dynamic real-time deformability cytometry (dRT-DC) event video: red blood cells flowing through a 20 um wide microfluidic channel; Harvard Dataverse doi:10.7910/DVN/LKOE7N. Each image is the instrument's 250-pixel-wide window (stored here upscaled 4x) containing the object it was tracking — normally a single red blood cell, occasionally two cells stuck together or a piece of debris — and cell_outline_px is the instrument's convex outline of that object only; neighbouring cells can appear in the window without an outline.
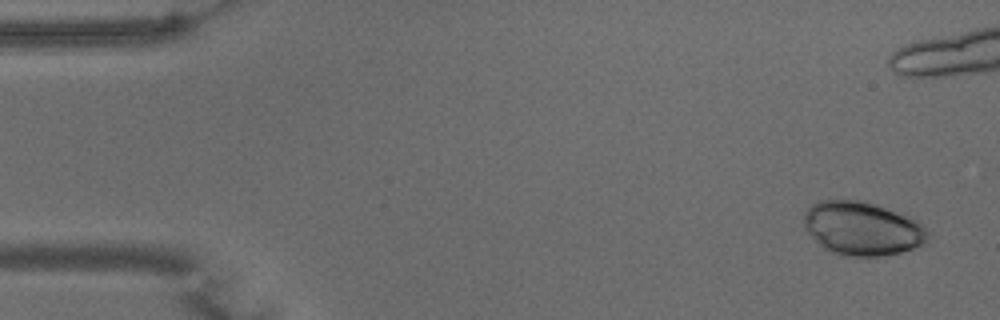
{"species": "common noctule bat (a hibernating species)", "species_latin": "Nyctalus noctula", "temperature_condition": "warm", "stored_images_in_passage": 55, "camera_frame_rate_fps": 3000, "um_per_image_px": 0.085, "animal": {"sex": "male", "body_mass_g": 15.6}, "frame": {"image": 1, "passage_image": 3, "time_ms": 0.667, "image_size_px": [1000, 320], "cell_outline_px": [[928, 240], [924, 244], [900, 252], [868, 260], [840, 256], [824, 248], [804, 228], [804, 212], [812, 204], [820, 200], [864, 200], [876, 204], [916, 220], [924, 224], [928, 228]], "centroid_in_image_um": [73.3, 19.46], "position_along_channel_um": 11.7, "area_um2": 39.48}}
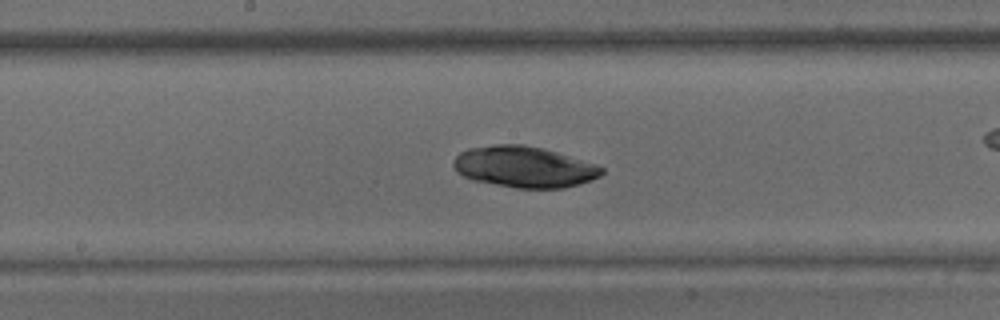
{"frame": {"image": 2, "passage_image": 28, "time_ms": 9.0, "image_size_px": [1000, 320], "cell_outline_px": [[604, 172], [600, 176], [580, 184], [564, 188], [516, 188], [472, 180], [456, 172], [452, 164], [452, 160], [460, 152], [468, 148], [496, 144], [524, 144], [544, 148], [596, 164], [604, 168]], "centroid_in_image_um": [44.53, 14.18], "position_along_channel_um": 203.7, "area_um2": 35.78}}
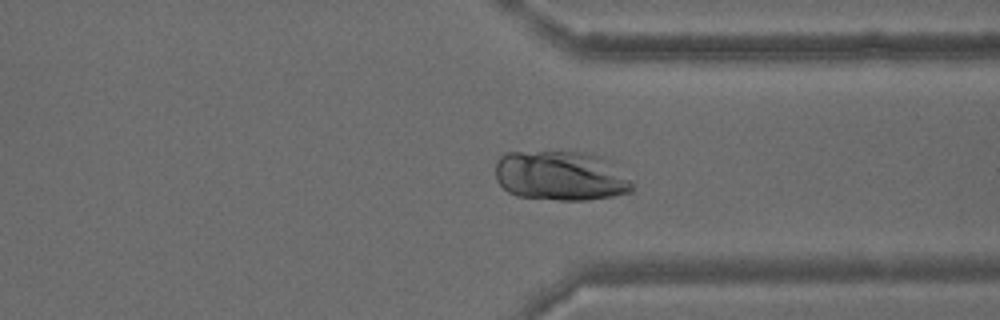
{"frame": {"image": 3, "passage_image": 41, "time_ms": 13.333, "image_size_px": [1000, 320], "cell_outline_px": [[636, 188], [632, 192], [612, 196], [588, 200], [556, 200], [516, 196], [508, 192], [496, 180], [496, 160], [504, 152], [584, 152], [600, 156], [632, 180]], "centroid_in_image_um": [47.65, 14.96], "position_along_channel_um": 363.8, "area_um2": 39.82}}